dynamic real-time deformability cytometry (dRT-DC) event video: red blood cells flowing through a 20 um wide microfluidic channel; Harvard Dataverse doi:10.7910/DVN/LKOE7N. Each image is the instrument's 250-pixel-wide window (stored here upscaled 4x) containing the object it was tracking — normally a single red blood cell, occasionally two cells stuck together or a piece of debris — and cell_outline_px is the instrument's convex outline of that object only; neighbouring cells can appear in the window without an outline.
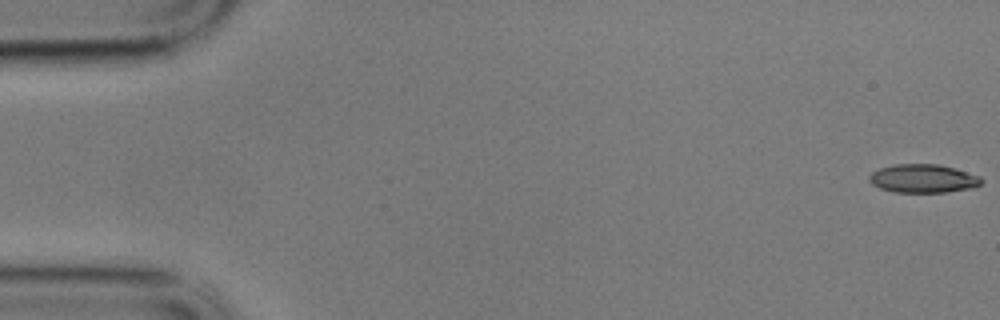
{"species": "common noctule bat (a hibernating species)", "species_latin": "Nyctalus noctula", "temperature_condition": "cold", "stored_images_in_passage": 17, "camera_frame_rate_fps": 3000, "um_per_image_px": 0.085, "animal": {"sex": "male", "body_mass_g": 17.9}, "frame": {"image": 1, "passage_image": 1, "time_ms": 0.0, "image_size_px": [1000, 320], "cell_outline_px": [[984, 180], [980, 184], [972, 188], [944, 192], [892, 192], [880, 188], [872, 184], [868, 180], [868, 176], [872, 172], [880, 168], [896, 164], [936, 164], [956, 168], [980, 176]], "centroid_in_image_um": [78.46, 15.17], "position_along_channel_um": 6.5, "area_um2": 18.67}}
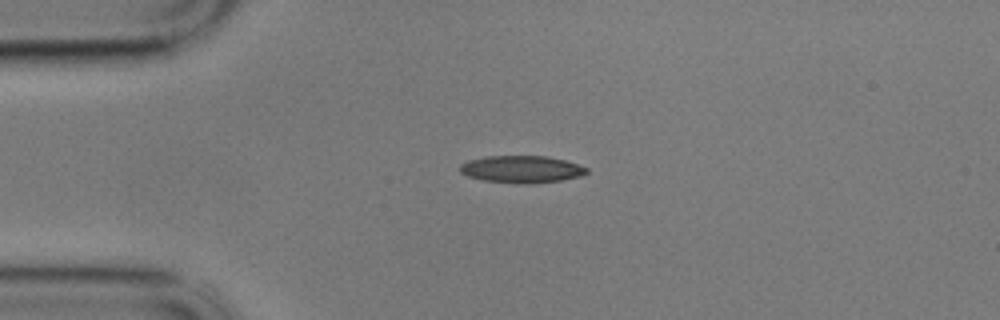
{"frame": {"image": 2, "passage_image": 14, "time_ms": 4.333, "image_size_px": [1000, 320], "cell_outline_px": [[588, 172], [580, 176], [560, 180], [532, 184], [524, 184], [484, 180], [468, 176], [460, 172], [460, 164], [468, 160], [488, 156], [544, 156], [564, 160], [588, 168]], "centroid_in_image_um": [44.32, 14.38], "position_along_channel_um": 40.7, "area_um2": 19.88}}